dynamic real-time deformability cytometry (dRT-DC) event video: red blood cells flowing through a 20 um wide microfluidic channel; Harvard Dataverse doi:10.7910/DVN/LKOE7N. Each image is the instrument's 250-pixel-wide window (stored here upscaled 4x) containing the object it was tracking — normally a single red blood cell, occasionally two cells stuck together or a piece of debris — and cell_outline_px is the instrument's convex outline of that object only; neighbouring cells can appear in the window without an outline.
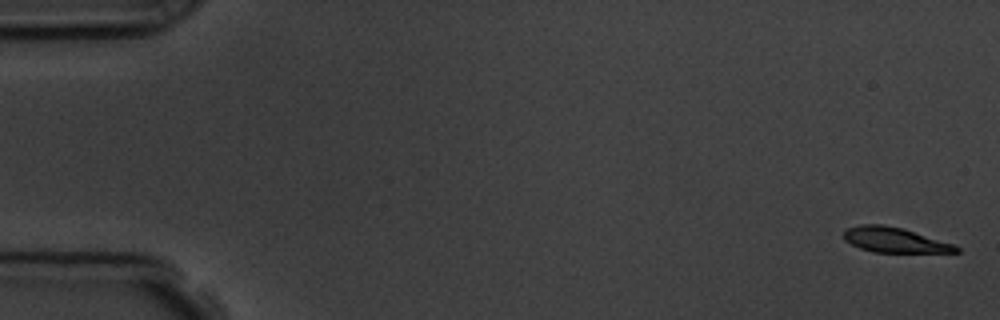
{"species": "common noctule bat (a hibernating species)", "species_latin": "Nyctalus noctula", "temperature_condition": "room temperature", "stored_images_in_passage": 7, "camera_frame_rate_fps": 3000, "um_per_image_px": 0.085, "animal": {"sex": "male", "body_mass_g": 19.5, "forearm_length_mm": 54.6}, "frame": {"image": 1, "passage_image": 1, "time_ms": 0.0, "image_size_px": [1000, 320], "cell_outline_px": [[960, 252], [872, 252], [860, 248], [844, 240], [844, 228], [860, 224], [884, 224], [904, 228], [956, 244], [960, 248]], "centroid_in_image_um": [76.06, 20.38], "position_along_channel_um": 8.9, "area_um2": 16.7}}
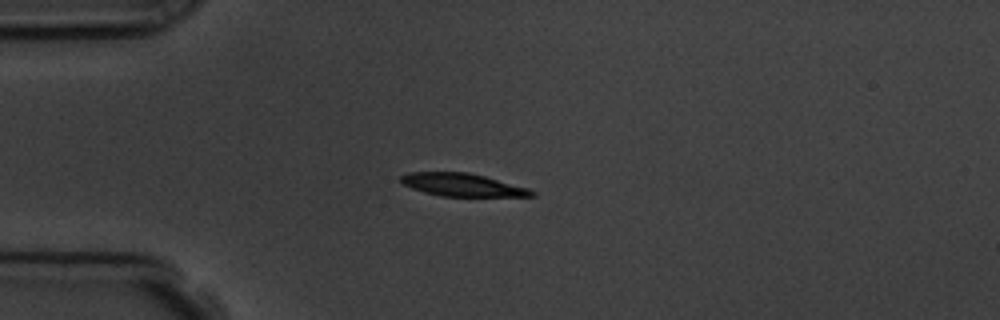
{"frame": {"image": 2, "passage_image": 5, "time_ms": 4.333, "image_size_px": [1000, 320], "cell_outline_px": [[536, 196], [440, 196], [424, 192], [412, 188], [404, 184], [400, 180], [400, 176], [408, 172], [468, 172], [484, 176], [528, 188], [536, 192]], "centroid_in_image_um": [39.29, 15.71], "position_along_channel_um": 45.7, "area_um2": 17.28}}
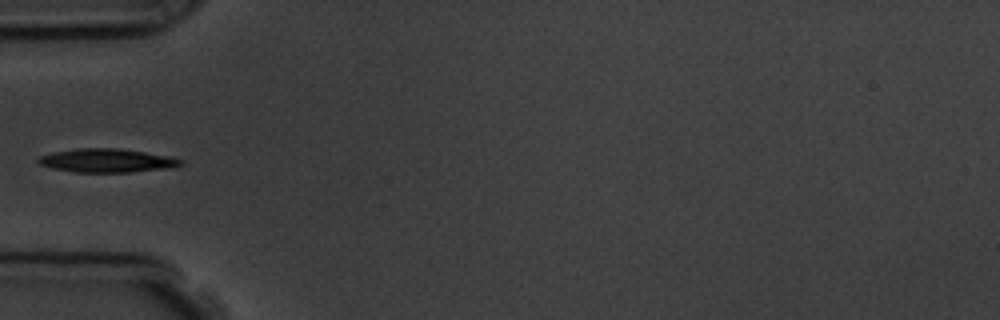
{"frame": {"image": 3, "passage_image": 6, "time_ms": 5.667, "image_size_px": [1000, 320], "cell_outline_px": [[184, 164], [164, 168], [128, 172], [72, 172], [52, 168], [40, 164], [36, 160], [40, 156], [52, 152], [76, 148], [120, 148], [172, 156], [184, 160]], "centroid_in_image_um": [9.07, 13.63], "position_along_channel_um": 75.9, "area_um2": 19.65}}